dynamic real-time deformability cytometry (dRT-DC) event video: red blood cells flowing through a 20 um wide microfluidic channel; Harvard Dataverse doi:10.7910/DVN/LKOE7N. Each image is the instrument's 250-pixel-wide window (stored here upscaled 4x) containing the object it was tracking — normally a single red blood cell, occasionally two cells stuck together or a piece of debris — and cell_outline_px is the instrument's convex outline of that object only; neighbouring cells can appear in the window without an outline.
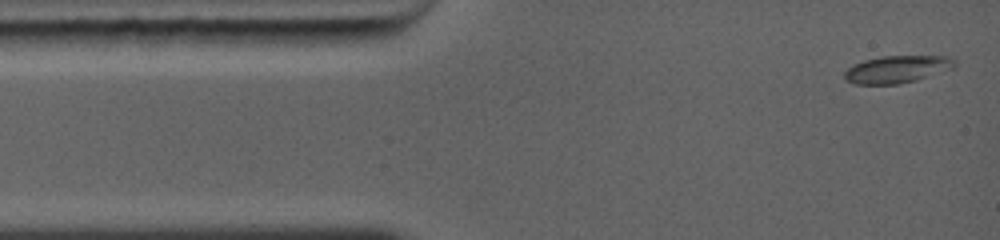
{"species": "common noctule bat (a hibernating species)", "species_latin": "Nyctalus noctula", "temperature_condition": "warm", "stored_images_in_passage": 30, "camera_frame_rate_fps": 5000, "um_per_image_px": 0.085, "animal": {"sex": "female", "body_mass_g": 19.0, "forearm_length_mm": 56.7}, "frame": {"image": 1, "passage_image": 1, "time_ms": 0.0, "image_size_px": [1000, 240], "cell_outline_px": [[956, 64], [952, 68], [916, 80], [896, 84], [852, 84], [844, 80], [844, 72], [852, 64], [864, 60], [880, 56], [948, 56], [956, 60]], "centroid_in_image_um": [76.2, 5.88], "position_along_channel_um": 8.8, "area_um2": 17.57}}
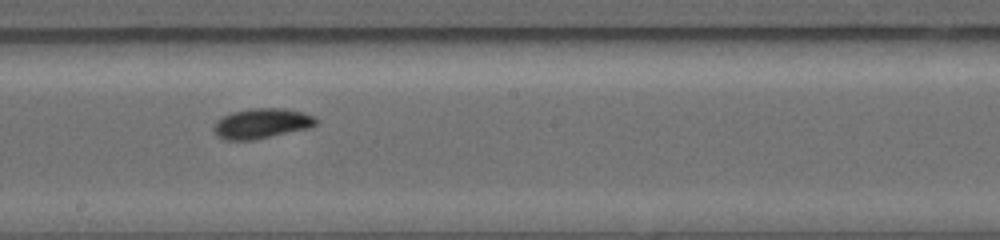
{"frame": {"image": 2, "passage_image": 13, "time_ms": 6.4, "image_size_px": [1000, 240], "cell_outline_px": [[320, 120], [316, 124], [308, 128], [256, 140], [224, 140], [216, 136], [212, 128], [212, 124], [216, 120], [232, 112], [248, 108], [284, 108], [316, 116]], "centroid_in_image_um": [22.21, 10.5], "position_along_channel_um": 226.0, "area_um2": 18.26}}
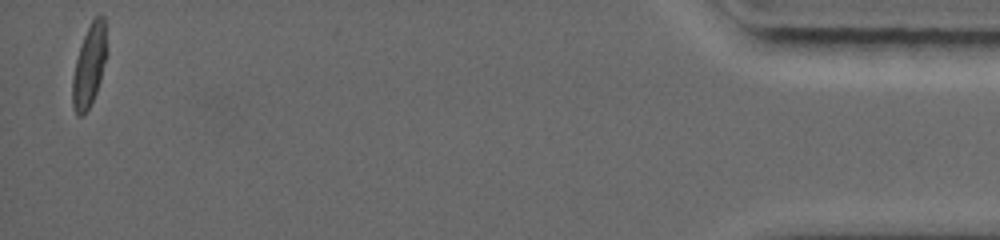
{"frame": {"image": 3, "passage_image": 30, "time_ms": 13.8, "image_size_px": [1000, 240], "cell_outline_px": [[104, 60], [100, 80], [96, 92], [88, 108], [80, 116], [76, 116], [72, 104], [72, 80], [76, 60], [84, 36], [92, 20], [100, 12], [104, 16]], "centroid_in_image_um": [7.54, 5.62], "position_along_channel_um": 427.7, "area_um2": 15.55}, "authors_computed_cell_mechanics": {"area_um2": 16.6753, "velocity_mm_per_s": 4.3962, "shape_relaxation_time_tau1_ms": 1.8568, "shape_relaxation_time_tau2_ms": null, "deformation_change_tau1": 0.0981, "deformation_change_tau2": null}}